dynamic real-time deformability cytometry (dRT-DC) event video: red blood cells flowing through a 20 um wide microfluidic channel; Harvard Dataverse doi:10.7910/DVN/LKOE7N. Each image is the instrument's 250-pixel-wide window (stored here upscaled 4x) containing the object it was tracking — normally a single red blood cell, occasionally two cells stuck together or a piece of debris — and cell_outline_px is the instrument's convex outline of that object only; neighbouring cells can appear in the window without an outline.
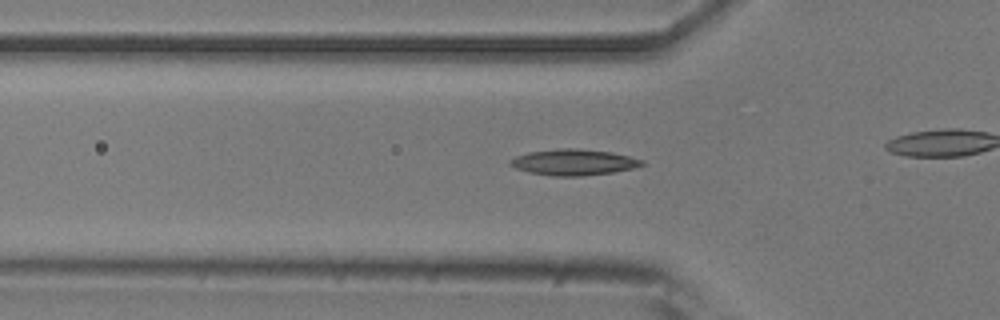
{"species": "common noctule bat (a hibernating species)", "species_latin": "Nyctalus noctula", "temperature_condition": "room temperature", "stored_images_in_passage": 37, "camera_frame_rate_fps": 3000, "um_per_image_px": 0.085, "animal": {"sex": "male", "body_mass_g": 20.5, "forearm_length_mm": 52.5}, "frame": {"image": 1, "passage_image": 13, "time_ms": 4.0, "image_size_px": [1000, 320], "cell_outline_px": [[644, 164], [632, 168], [612, 172], [580, 176], [552, 176], [528, 172], [516, 168], [508, 164], [508, 160], [516, 156], [528, 152], [556, 148], [580, 148], [612, 152], [644, 160]], "centroid_in_image_um": [48.71, 13.78], "position_along_channel_um": 77.1, "area_um2": 20.06}}
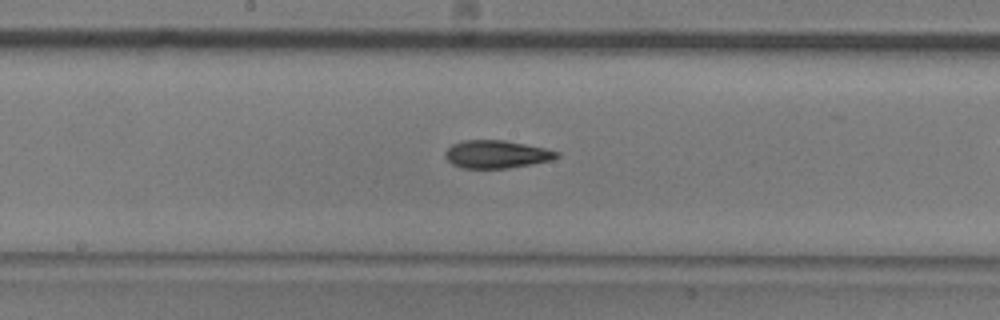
{"frame": {"image": 2, "passage_image": 23, "time_ms": 7.333, "image_size_px": [1000, 320], "cell_outline_px": [[560, 156], [552, 160], [532, 164], [508, 168], [460, 168], [452, 164], [444, 156], [444, 152], [452, 144], [464, 140], [504, 140], [544, 148], [560, 152]], "centroid_in_image_um": [42.19, 13.11], "position_along_channel_um": 206.0, "area_um2": 18.15}}
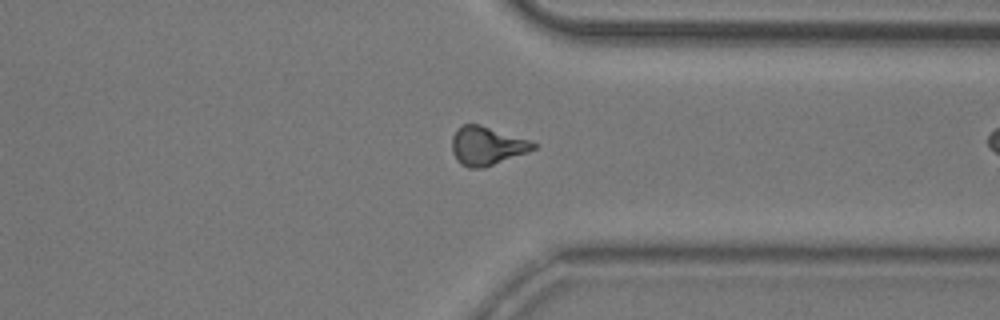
{"frame": {"image": 3, "passage_image": 36, "time_ms": 11.667, "image_size_px": [1000, 320], "cell_outline_px": [[536, 148], [528, 152], [484, 168], [468, 168], [460, 164], [456, 160], [452, 152], [452, 136], [456, 128], [464, 124], [480, 124], [528, 140], [536, 144]], "centroid_in_image_um": [41.33, 12.41], "position_along_channel_um": 370.1, "area_um2": 18.32}}